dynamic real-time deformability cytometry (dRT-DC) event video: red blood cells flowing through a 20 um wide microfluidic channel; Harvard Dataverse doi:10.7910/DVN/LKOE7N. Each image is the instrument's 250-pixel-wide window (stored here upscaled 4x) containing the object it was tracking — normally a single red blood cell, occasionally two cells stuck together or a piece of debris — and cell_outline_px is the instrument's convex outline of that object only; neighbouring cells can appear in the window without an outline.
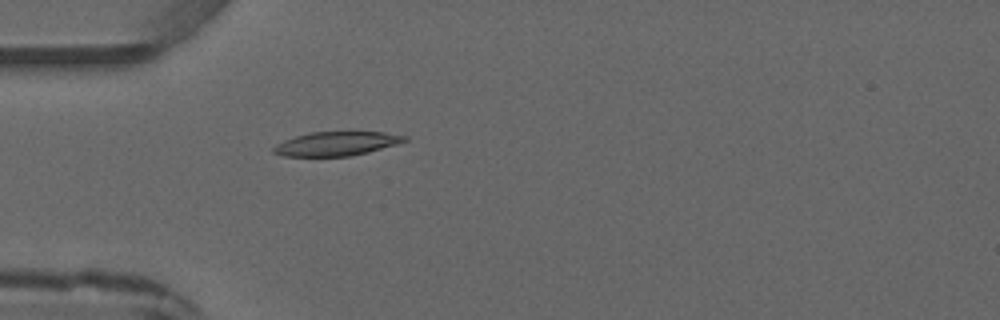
{"species": "common noctule bat (a hibernating species)", "species_latin": "Nyctalus noctula", "temperature_condition": "warm", "stored_images_in_passage": 1, "camera_frame_rate_fps": 3000, "um_per_image_px": 0.085, "animal": {"sex": "male", "forearm_length_mm": 52.5}, "frame": {"image": 1, "passage_image": 1, "time_ms": 0.0, "image_size_px": [1000, 320], "cell_outline_px": [[408, 140], [396, 144], [368, 152], [348, 156], [284, 156], [272, 152], [272, 148], [276, 144], [284, 140], [308, 132], [384, 132], [408, 136]], "centroid_in_image_um": [28.58, 12.21], "position_along_channel_um": 56.4, "area_um2": 18.26}}